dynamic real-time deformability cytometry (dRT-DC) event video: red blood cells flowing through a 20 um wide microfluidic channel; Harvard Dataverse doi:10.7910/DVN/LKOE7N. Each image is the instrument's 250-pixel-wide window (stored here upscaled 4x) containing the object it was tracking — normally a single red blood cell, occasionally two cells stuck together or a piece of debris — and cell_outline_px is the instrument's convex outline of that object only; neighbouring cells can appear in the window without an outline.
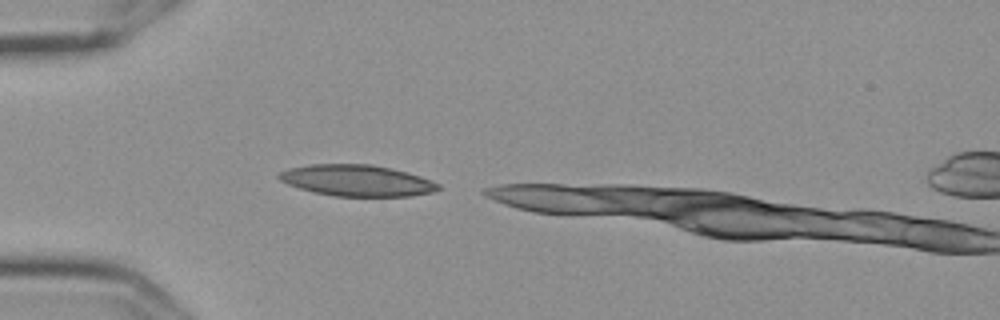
{"species": "Egyptian fruit bat (a non-hibernating species)", "species_latin": "Rousettus aegyptiacus", "temperature_condition": "cold", "stored_images_in_passage": 9, "camera_frame_rate_fps": 3000, "um_per_image_px": 0.085, "frame": {"image": 1, "passage_image": 1, "time_ms": 0.0, "image_size_px": [1000, 320], "cell_outline_px": [[440, 188], [432, 192], [412, 196], [332, 196], [312, 192], [288, 184], [280, 180], [276, 176], [280, 172], [288, 168], [312, 164], [372, 164], [392, 168], [408, 172], [420, 176], [440, 184]], "centroid_in_image_um": [30.33, 15.34], "position_along_channel_um": 54.7, "area_um2": 29.13}}
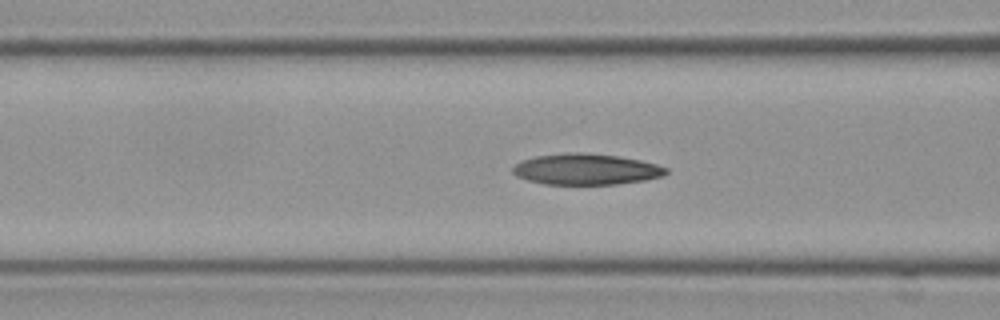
{"frame": {"image": 2, "passage_image": 7, "time_ms": 2.0, "image_size_px": [1000, 320], "cell_outline_px": [[668, 172], [664, 176], [644, 180], [616, 184], [544, 184], [528, 180], [516, 176], [512, 172], [512, 168], [516, 164], [524, 160], [536, 156], [568, 152], [584, 152], [620, 156], [640, 160], [656, 164], [668, 168]], "centroid_in_image_um": [49.83, 14.38], "position_along_channel_um": 116.8, "area_um2": 27.74}}